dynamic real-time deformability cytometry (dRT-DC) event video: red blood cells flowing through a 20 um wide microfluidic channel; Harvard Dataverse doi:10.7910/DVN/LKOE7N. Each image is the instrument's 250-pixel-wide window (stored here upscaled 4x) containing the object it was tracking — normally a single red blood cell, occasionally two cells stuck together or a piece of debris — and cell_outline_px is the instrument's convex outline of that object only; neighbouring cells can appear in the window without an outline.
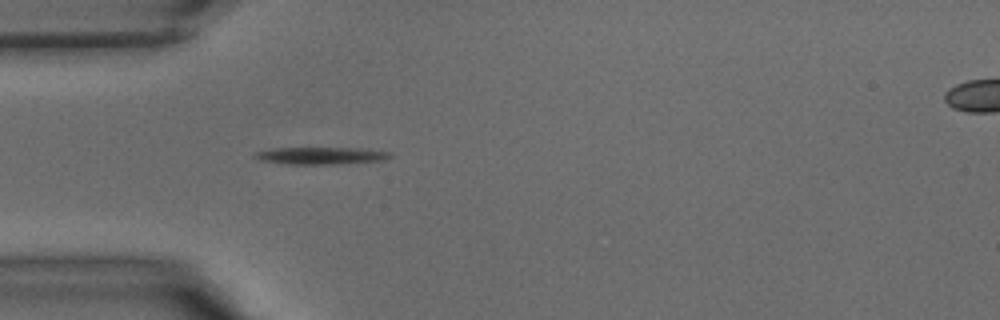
{"species": "common noctule bat (a hibernating species)", "species_latin": "Nyctalus noctula", "temperature_condition": "warm", "stored_images_in_passage": 30, "camera_frame_rate_fps": 3000, "um_per_image_px": 0.085, "animal": {"sex": "male", "body_mass_g": 15.6}, "frame": {"image": 1, "passage_image": 1, "time_ms": 0.0, "image_size_px": [1000, 320], "cell_outline_px": [[392, 156], [384, 160], [336, 164], [288, 164], [260, 160], [252, 156], [252, 152], [272, 148], [360, 148], [392, 152]], "centroid_in_image_um": [27.25, 13.22], "position_along_channel_um": 57.8, "area_um2": 13.64}}
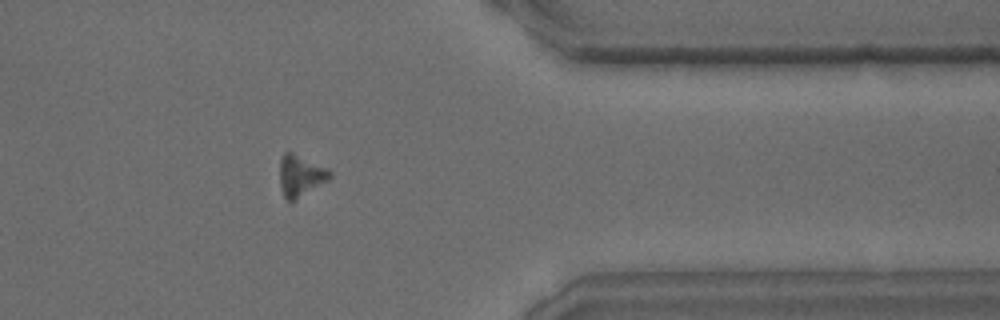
{"frame": {"image": 2, "passage_image": 22, "time_ms": 7.0, "image_size_px": [1000, 320], "cell_outline_px": [[332, 176], [328, 180], [296, 200], [288, 200], [284, 196], [280, 184], [280, 160], [284, 152], [292, 152], [328, 168], [332, 172]], "centroid_in_image_um": [25.56, 14.92], "position_along_channel_um": 385.8, "area_um2": 12.02}}
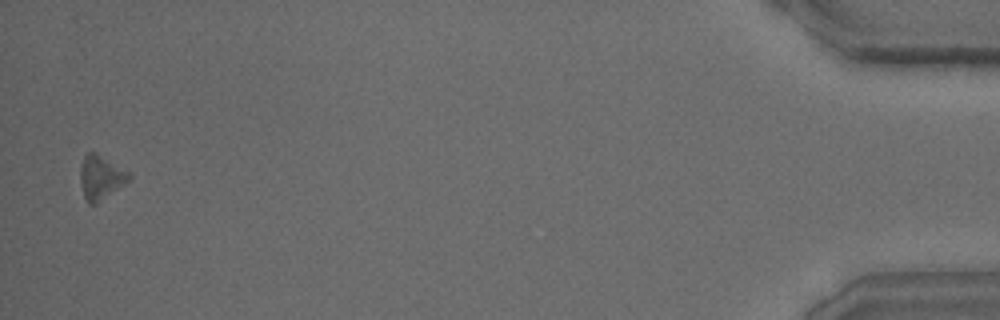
{"frame": {"image": 3, "passage_image": 29, "time_ms": 9.333, "image_size_px": [1000, 320], "cell_outline_px": [[132, 176], [124, 184], [96, 204], [88, 204], [84, 196], [80, 180], [80, 164], [84, 156], [88, 152], [96, 152], [128, 172]], "centroid_in_image_um": [8.53, 15.07], "position_along_channel_um": 426.7, "area_um2": 12.31}}